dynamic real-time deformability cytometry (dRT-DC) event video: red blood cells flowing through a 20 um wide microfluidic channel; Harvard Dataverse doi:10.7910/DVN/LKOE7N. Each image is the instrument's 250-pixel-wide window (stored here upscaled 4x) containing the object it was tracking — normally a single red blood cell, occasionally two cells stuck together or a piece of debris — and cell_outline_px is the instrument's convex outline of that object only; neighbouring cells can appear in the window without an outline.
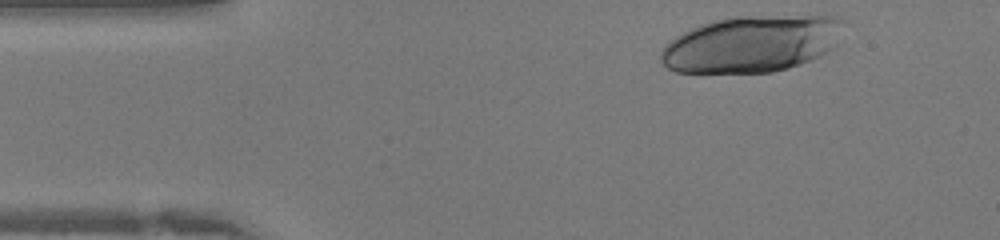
{"species": "human", "species_latin": "Homo sapiens", "temperature_condition": "warm", "stored_images_in_passage": 18, "camera_frame_rate_fps": 3000, "um_per_image_px": 0.085, "donor": {"sex": "female"}, "frame": {"image": 1, "passage_image": 1, "time_ms": 0.0, "image_size_px": [1000, 240], "cell_outline_px": [[844, 20], [836, 44], [832, 48], [820, 56], [812, 60], [788, 68], [772, 72], [676, 72], [668, 68], [660, 60], [660, 52], [664, 44], [676, 36], [692, 28], [712, 20], [736, 16], [840, 16]], "centroid_in_image_um": [63.88, 3.73], "position_along_channel_um": 21.1, "area_um2": 60.23}}